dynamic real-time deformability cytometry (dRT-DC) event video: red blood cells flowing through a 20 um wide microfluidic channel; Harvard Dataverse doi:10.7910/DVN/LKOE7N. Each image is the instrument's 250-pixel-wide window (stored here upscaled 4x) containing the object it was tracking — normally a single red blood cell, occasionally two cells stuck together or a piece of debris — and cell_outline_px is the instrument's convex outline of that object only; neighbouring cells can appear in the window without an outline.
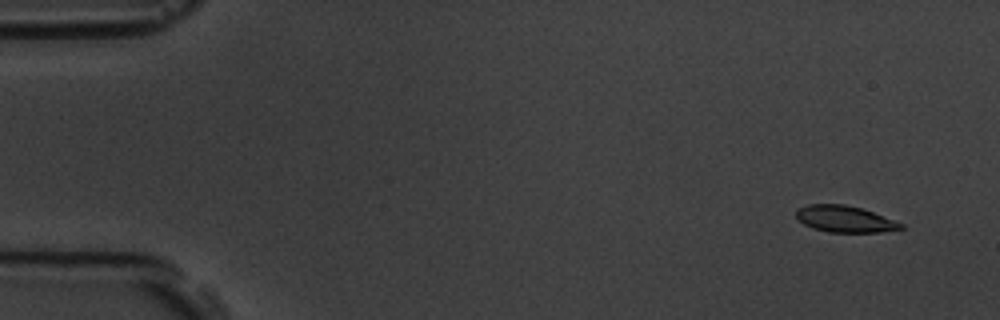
{"species": "common noctule bat (a hibernating species)", "species_latin": "Nyctalus noctula", "temperature_condition": "room temperature", "stored_images_in_passage": 4, "camera_frame_rate_fps": 3000, "um_per_image_px": 0.085, "animal": {"sex": "male", "body_mass_g": 19.5, "forearm_length_mm": 54.6}, "frame": {"image": 1, "passage_image": 1, "time_ms": 0.0, "image_size_px": [1000, 320], "cell_outline_px": [[904, 228], [880, 232], [828, 232], [812, 228], [804, 224], [796, 216], [796, 212], [800, 208], [808, 204], [844, 204], [860, 208], [872, 212], [904, 224]], "centroid_in_image_um": [71.8, 18.62], "position_along_channel_um": 13.2, "area_um2": 15.95}}
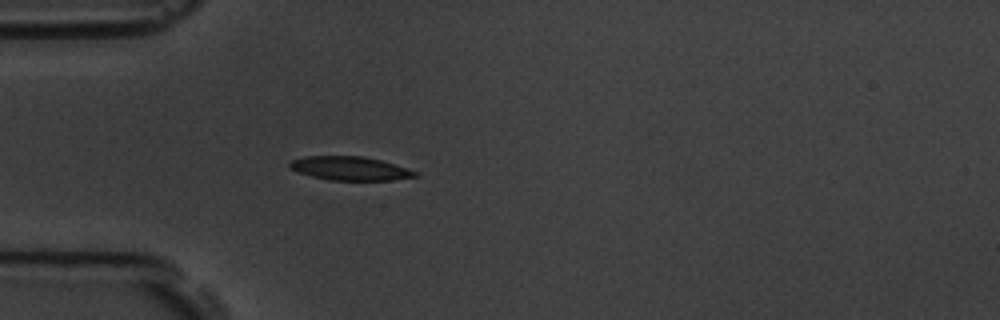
{"frame": {"image": 2, "passage_image": 4, "time_ms": 4.333, "image_size_px": [1000, 320], "cell_outline_px": [[420, 172], [416, 176], [392, 180], [332, 180], [312, 176], [288, 168], [288, 164], [292, 160], [304, 156], [364, 156], [380, 160], [408, 168]], "centroid_in_image_um": [29.76, 14.31], "position_along_channel_um": 55.2, "area_um2": 17.28}}